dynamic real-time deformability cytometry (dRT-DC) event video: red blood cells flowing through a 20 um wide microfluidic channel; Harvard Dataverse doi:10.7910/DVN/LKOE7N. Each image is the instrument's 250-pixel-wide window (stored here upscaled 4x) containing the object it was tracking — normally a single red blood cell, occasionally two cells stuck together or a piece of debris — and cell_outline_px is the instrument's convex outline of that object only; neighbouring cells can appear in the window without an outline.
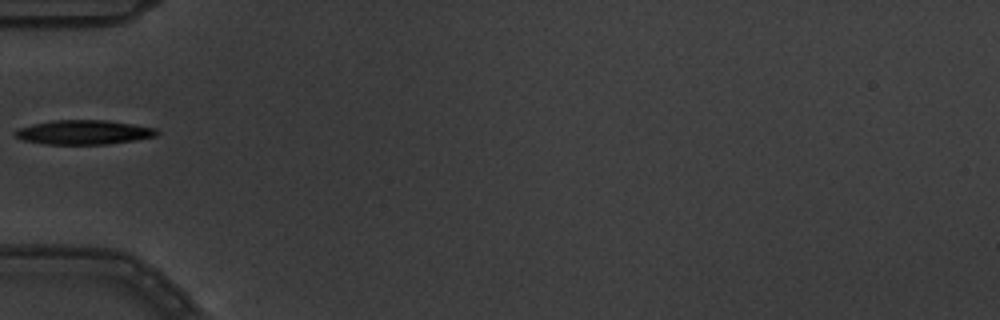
{"species": "common noctule bat (a hibernating species)", "species_latin": "Nyctalus noctula", "temperature_condition": "warm", "stored_images_in_passage": 2, "camera_frame_rate_fps": 3000, "um_per_image_px": 0.085, "animal": {"sex": "male", "body_mass_g": 19.5, "forearm_length_mm": 54.6}, "frame": {"image": 1, "passage_image": 2, "time_ms": 0.333, "image_size_px": [1000, 320], "cell_outline_px": [[160, 132], [156, 136], [136, 140], [108, 144], [44, 144], [20, 140], [12, 136], [12, 132], [16, 128], [32, 124], [52, 120], [108, 120], [156, 128]], "centroid_in_image_um": [7.05, 11.24], "position_along_channel_um": 78.0, "area_um2": 20.46}}